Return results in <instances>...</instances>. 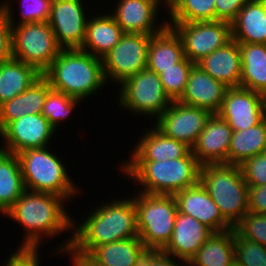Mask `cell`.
<instances>
[{
    "label": "cell",
    "mask_w": 266,
    "mask_h": 266,
    "mask_svg": "<svg viewBox=\"0 0 266 266\" xmlns=\"http://www.w3.org/2000/svg\"><path fill=\"white\" fill-rule=\"evenodd\" d=\"M196 65L228 88L240 87L242 60L235 40L203 57Z\"/></svg>",
    "instance_id": "obj_22"
},
{
    "label": "cell",
    "mask_w": 266,
    "mask_h": 266,
    "mask_svg": "<svg viewBox=\"0 0 266 266\" xmlns=\"http://www.w3.org/2000/svg\"><path fill=\"white\" fill-rule=\"evenodd\" d=\"M111 201V202H110ZM88 213L80 223L73 220L72 235L59 244L58 253L68 254L78 265L94 248L119 240L139 237L137 213L132 195L112 199ZM75 227V229H74ZM77 227V228H76ZM65 241V242H64Z\"/></svg>",
    "instance_id": "obj_1"
},
{
    "label": "cell",
    "mask_w": 266,
    "mask_h": 266,
    "mask_svg": "<svg viewBox=\"0 0 266 266\" xmlns=\"http://www.w3.org/2000/svg\"><path fill=\"white\" fill-rule=\"evenodd\" d=\"M252 1L260 2V3L264 4V5H266V0H252Z\"/></svg>",
    "instance_id": "obj_47"
},
{
    "label": "cell",
    "mask_w": 266,
    "mask_h": 266,
    "mask_svg": "<svg viewBox=\"0 0 266 266\" xmlns=\"http://www.w3.org/2000/svg\"><path fill=\"white\" fill-rule=\"evenodd\" d=\"M54 132L56 130L42 114H25L0 131V137L4 140L0 149L18 154L27 149L47 147Z\"/></svg>",
    "instance_id": "obj_14"
},
{
    "label": "cell",
    "mask_w": 266,
    "mask_h": 266,
    "mask_svg": "<svg viewBox=\"0 0 266 266\" xmlns=\"http://www.w3.org/2000/svg\"><path fill=\"white\" fill-rule=\"evenodd\" d=\"M51 89L48 79L42 74L24 92L1 104L0 131L25 114H41L47 93Z\"/></svg>",
    "instance_id": "obj_23"
},
{
    "label": "cell",
    "mask_w": 266,
    "mask_h": 266,
    "mask_svg": "<svg viewBox=\"0 0 266 266\" xmlns=\"http://www.w3.org/2000/svg\"><path fill=\"white\" fill-rule=\"evenodd\" d=\"M139 238L146 248L162 250L170 241L178 206L174 195H133Z\"/></svg>",
    "instance_id": "obj_7"
},
{
    "label": "cell",
    "mask_w": 266,
    "mask_h": 266,
    "mask_svg": "<svg viewBox=\"0 0 266 266\" xmlns=\"http://www.w3.org/2000/svg\"><path fill=\"white\" fill-rule=\"evenodd\" d=\"M266 152V119L257 125L233 131L228 152V164L241 165L245 160Z\"/></svg>",
    "instance_id": "obj_32"
},
{
    "label": "cell",
    "mask_w": 266,
    "mask_h": 266,
    "mask_svg": "<svg viewBox=\"0 0 266 266\" xmlns=\"http://www.w3.org/2000/svg\"><path fill=\"white\" fill-rule=\"evenodd\" d=\"M13 58L43 74L62 49L48 21L11 25Z\"/></svg>",
    "instance_id": "obj_8"
},
{
    "label": "cell",
    "mask_w": 266,
    "mask_h": 266,
    "mask_svg": "<svg viewBox=\"0 0 266 266\" xmlns=\"http://www.w3.org/2000/svg\"><path fill=\"white\" fill-rule=\"evenodd\" d=\"M146 128L131 151L129 161H161L185 157L192 149L166 136L156 126ZM148 129V130H147Z\"/></svg>",
    "instance_id": "obj_21"
},
{
    "label": "cell",
    "mask_w": 266,
    "mask_h": 266,
    "mask_svg": "<svg viewBox=\"0 0 266 266\" xmlns=\"http://www.w3.org/2000/svg\"><path fill=\"white\" fill-rule=\"evenodd\" d=\"M211 116L209 110L174 101L156 119L154 125L166 136L192 149Z\"/></svg>",
    "instance_id": "obj_13"
},
{
    "label": "cell",
    "mask_w": 266,
    "mask_h": 266,
    "mask_svg": "<svg viewBox=\"0 0 266 266\" xmlns=\"http://www.w3.org/2000/svg\"><path fill=\"white\" fill-rule=\"evenodd\" d=\"M231 266H243V265H241V264L237 263L236 261H234Z\"/></svg>",
    "instance_id": "obj_48"
},
{
    "label": "cell",
    "mask_w": 266,
    "mask_h": 266,
    "mask_svg": "<svg viewBox=\"0 0 266 266\" xmlns=\"http://www.w3.org/2000/svg\"><path fill=\"white\" fill-rule=\"evenodd\" d=\"M41 75L35 67L14 58L0 63V105L24 92Z\"/></svg>",
    "instance_id": "obj_29"
},
{
    "label": "cell",
    "mask_w": 266,
    "mask_h": 266,
    "mask_svg": "<svg viewBox=\"0 0 266 266\" xmlns=\"http://www.w3.org/2000/svg\"><path fill=\"white\" fill-rule=\"evenodd\" d=\"M216 0H175L167 23H190L215 20Z\"/></svg>",
    "instance_id": "obj_33"
},
{
    "label": "cell",
    "mask_w": 266,
    "mask_h": 266,
    "mask_svg": "<svg viewBox=\"0 0 266 266\" xmlns=\"http://www.w3.org/2000/svg\"><path fill=\"white\" fill-rule=\"evenodd\" d=\"M240 87L266 95V44L239 43Z\"/></svg>",
    "instance_id": "obj_28"
},
{
    "label": "cell",
    "mask_w": 266,
    "mask_h": 266,
    "mask_svg": "<svg viewBox=\"0 0 266 266\" xmlns=\"http://www.w3.org/2000/svg\"><path fill=\"white\" fill-rule=\"evenodd\" d=\"M25 191L17 154L0 149V213L3 216Z\"/></svg>",
    "instance_id": "obj_31"
},
{
    "label": "cell",
    "mask_w": 266,
    "mask_h": 266,
    "mask_svg": "<svg viewBox=\"0 0 266 266\" xmlns=\"http://www.w3.org/2000/svg\"><path fill=\"white\" fill-rule=\"evenodd\" d=\"M83 0H52L49 25L62 49L81 48L88 20Z\"/></svg>",
    "instance_id": "obj_12"
},
{
    "label": "cell",
    "mask_w": 266,
    "mask_h": 266,
    "mask_svg": "<svg viewBox=\"0 0 266 266\" xmlns=\"http://www.w3.org/2000/svg\"><path fill=\"white\" fill-rule=\"evenodd\" d=\"M160 8L153 0H118L114 12L109 13L124 33L154 35L168 25L166 19L156 24Z\"/></svg>",
    "instance_id": "obj_16"
},
{
    "label": "cell",
    "mask_w": 266,
    "mask_h": 266,
    "mask_svg": "<svg viewBox=\"0 0 266 266\" xmlns=\"http://www.w3.org/2000/svg\"><path fill=\"white\" fill-rule=\"evenodd\" d=\"M233 129L218 114H212L192 148L201 165L228 164V152Z\"/></svg>",
    "instance_id": "obj_19"
},
{
    "label": "cell",
    "mask_w": 266,
    "mask_h": 266,
    "mask_svg": "<svg viewBox=\"0 0 266 266\" xmlns=\"http://www.w3.org/2000/svg\"><path fill=\"white\" fill-rule=\"evenodd\" d=\"M120 171L135 184L138 192L154 195H175L199 183L201 164L192 150L182 158L161 161H125ZM123 171H122V170ZM137 181V182H136Z\"/></svg>",
    "instance_id": "obj_3"
},
{
    "label": "cell",
    "mask_w": 266,
    "mask_h": 266,
    "mask_svg": "<svg viewBox=\"0 0 266 266\" xmlns=\"http://www.w3.org/2000/svg\"><path fill=\"white\" fill-rule=\"evenodd\" d=\"M234 257L243 266H266V247L243 239L234 231Z\"/></svg>",
    "instance_id": "obj_37"
},
{
    "label": "cell",
    "mask_w": 266,
    "mask_h": 266,
    "mask_svg": "<svg viewBox=\"0 0 266 266\" xmlns=\"http://www.w3.org/2000/svg\"><path fill=\"white\" fill-rule=\"evenodd\" d=\"M19 1V0H18ZM10 0L3 1L0 3V7L5 12V15L8 19L10 25H20L23 23H32V22H44L48 21L50 14V7L52 0H20L19 9L21 12L19 16V21L15 22L13 5L10 4ZM13 11V13H12Z\"/></svg>",
    "instance_id": "obj_34"
},
{
    "label": "cell",
    "mask_w": 266,
    "mask_h": 266,
    "mask_svg": "<svg viewBox=\"0 0 266 266\" xmlns=\"http://www.w3.org/2000/svg\"><path fill=\"white\" fill-rule=\"evenodd\" d=\"M228 87L214 79L194 64L191 68L185 90L178 100L180 103L209 110L217 114L222 106Z\"/></svg>",
    "instance_id": "obj_20"
},
{
    "label": "cell",
    "mask_w": 266,
    "mask_h": 266,
    "mask_svg": "<svg viewBox=\"0 0 266 266\" xmlns=\"http://www.w3.org/2000/svg\"><path fill=\"white\" fill-rule=\"evenodd\" d=\"M13 58L12 30L11 25L0 7V63Z\"/></svg>",
    "instance_id": "obj_42"
},
{
    "label": "cell",
    "mask_w": 266,
    "mask_h": 266,
    "mask_svg": "<svg viewBox=\"0 0 266 266\" xmlns=\"http://www.w3.org/2000/svg\"><path fill=\"white\" fill-rule=\"evenodd\" d=\"M151 36L125 33L121 37L102 58L106 82L113 80L121 85L126 79L146 69Z\"/></svg>",
    "instance_id": "obj_10"
},
{
    "label": "cell",
    "mask_w": 266,
    "mask_h": 266,
    "mask_svg": "<svg viewBox=\"0 0 266 266\" xmlns=\"http://www.w3.org/2000/svg\"><path fill=\"white\" fill-rule=\"evenodd\" d=\"M264 113H265V119H266V95H264Z\"/></svg>",
    "instance_id": "obj_46"
},
{
    "label": "cell",
    "mask_w": 266,
    "mask_h": 266,
    "mask_svg": "<svg viewBox=\"0 0 266 266\" xmlns=\"http://www.w3.org/2000/svg\"><path fill=\"white\" fill-rule=\"evenodd\" d=\"M249 212L266 214V185L248 186Z\"/></svg>",
    "instance_id": "obj_44"
},
{
    "label": "cell",
    "mask_w": 266,
    "mask_h": 266,
    "mask_svg": "<svg viewBox=\"0 0 266 266\" xmlns=\"http://www.w3.org/2000/svg\"><path fill=\"white\" fill-rule=\"evenodd\" d=\"M105 13L88 18L85 41L80 48L101 59L125 34L114 17L110 13Z\"/></svg>",
    "instance_id": "obj_25"
},
{
    "label": "cell",
    "mask_w": 266,
    "mask_h": 266,
    "mask_svg": "<svg viewBox=\"0 0 266 266\" xmlns=\"http://www.w3.org/2000/svg\"><path fill=\"white\" fill-rule=\"evenodd\" d=\"M153 1H155L159 6H161L162 7V5L163 4H161V3H164V6H165V10L168 12L172 7H173V5H174V3H175V0H153ZM168 9V10H167Z\"/></svg>",
    "instance_id": "obj_45"
},
{
    "label": "cell",
    "mask_w": 266,
    "mask_h": 266,
    "mask_svg": "<svg viewBox=\"0 0 266 266\" xmlns=\"http://www.w3.org/2000/svg\"><path fill=\"white\" fill-rule=\"evenodd\" d=\"M39 248L18 247L5 260L3 266H39L41 263Z\"/></svg>",
    "instance_id": "obj_41"
},
{
    "label": "cell",
    "mask_w": 266,
    "mask_h": 266,
    "mask_svg": "<svg viewBox=\"0 0 266 266\" xmlns=\"http://www.w3.org/2000/svg\"><path fill=\"white\" fill-rule=\"evenodd\" d=\"M174 196L179 213L192 216L214 233L233 229L223 218L218 205L200 182L195 186L180 190Z\"/></svg>",
    "instance_id": "obj_17"
},
{
    "label": "cell",
    "mask_w": 266,
    "mask_h": 266,
    "mask_svg": "<svg viewBox=\"0 0 266 266\" xmlns=\"http://www.w3.org/2000/svg\"><path fill=\"white\" fill-rule=\"evenodd\" d=\"M81 101L51 89L47 93L41 114L50 122L55 130H58L57 127L60 125V122L69 118L72 111Z\"/></svg>",
    "instance_id": "obj_35"
},
{
    "label": "cell",
    "mask_w": 266,
    "mask_h": 266,
    "mask_svg": "<svg viewBox=\"0 0 266 266\" xmlns=\"http://www.w3.org/2000/svg\"><path fill=\"white\" fill-rule=\"evenodd\" d=\"M135 266H188V264L175 257L172 258L160 249L146 248L137 258Z\"/></svg>",
    "instance_id": "obj_40"
},
{
    "label": "cell",
    "mask_w": 266,
    "mask_h": 266,
    "mask_svg": "<svg viewBox=\"0 0 266 266\" xmlns=\"http://www.w3.org/2000/svg\"><path fill=\"white\" fill-rule=\"evenodd\" d=\"M233 229L243 239L266 247V214L248 212Z\"/></svg>",
    "instance_id": "obj_38"
},
{
    "label": "cell",
    "mask_w": 266,
    "mask_h": 266,
    "mask_svg": "<svg viewBox=\"0 0 266 266\" xmlns=\"http://www.w3.org/2000/svg\"><path fill=\"white\" fill-rule=\"evenodd\" d=\"M249 0H216L215 20L231 23Z\"/></svg>",
    "instance_id": "obj_43"
},
{
    "label": "cell",
    "mask_w": 266,
    "mask_h": 266,
    "mask_svg": "<svg viewBox=\"0 0 266 266\" xmlns=\"http://www.w3.org/2000/svg\"><path fill=\"white\" fill-rule=\"evenodd\" d=\"M48 147L27 149L17 154L25 190L54 194L69 202L77 192L80 194L79 187L70 178L59 156Z\"/></svg>",
    "instance_id": "obj_5"
},
{
    "label": "cell",
    "mask_w": 266,
    "mask_h": 266,
    "mask_svg": "<svg viewBox=\"0 0 266 266\" xmlns=\"http://www.w3.org/2000/svg\"><path fill=\"white\" fill-rule=\"evenodd\" d=\"M217 114L233 131L251 128L265 118L264 95L242 87L228 88Z\"/></svg>",
    "instance_id": "obj_15"
},
{
    "label": "cell",
    "mask_w": 266,
    "mask_h": 266,
    "mask_svg": "<svg viewBox=\"0 0 266 266\" xmlns=\"http://www.w3.org/2000/svg\"><path fill=\"white\" fill-rule=\"evenodd\" d=\"M43 75L53 90L80 100L98 94L108 84L102 59L80 48L61 49Z\"/></svg>",
    "instance_id": "obj_4"
},
{
    "label": "cell",
    "mask_w": 266,
    "mask_h": 266,
    "mask_svg": "<svg viewBox=\"0 0 266 266\" xmlns=\"http://www.w3.org/2000/svg\"><path fill=\"white\" fill-rule=\"evenodd\" d=\"M145 249L139 237L119 240L94 248L78 266H135Z\"/></svg>",
    "instance_id": "obj_24"
},
{
    "label": "cell",
    "mask_w": 266,
    "mask_h": 266,
    "mask_svg": "<svg viewBox=\"0 0 266 266\" xmlns=\"http://www.w3.org/2000/svg\"><path fill=\"white\" fill-rule=\"evenodd\" d=\"M65 201L54 194L25 190L4 214L25 228L19 247L40 248L44 237L51 239L62 232H72L73 218L64 208L68 203Z\"/></svg>",
    "instance_id": "obj_2"
},
{
    "label": "cell",
    "mask_w": 266,
    "mask_h": 266,
    "mask_svg": "<svg viewBox=\"0 0 266 266\" xmlns=\"http://www.w3.org/2000/svg\"><path fill=\"white\" fill-rule=\"evenodd\" d=\"M240 168L248 186L266 185V152L245 160Z\"/></svg>",
    "instance_id": "obj_39"
},
{
    "label": "cell",
    "mask_w": 266,
    "mask_h": 266,
    "mask_svg": "<svg viewBox=\"0 0 266 266\" xmlns=\"http://www.w3.org/2000/svg\"><path fill=\"white\" fill-rule=\"evenodd\" d=\"M183 43L185 57L196 64L232 40L231 23L221 20L168 23Z\"/></svg>",
    "instance_id": "obj_11"
},
{
    "label": "cell",
    "mask_w": 266,
    "mask_h": 266,
    "mask_svg": "<svg viewBox=\"0 0 266 266\" xmlns=\"http://www.w3.org/2000/svg\"><path fill=\"white\" fill-rule=\"evenodd\" d=\"M119 86L118 105L139 116L157 119L172 103L164 91L160 75L147 68Z\"/></svg>",
    "instance_id": "obj_9"
},
{
    "label": "cell",
    "mask_w": 266,
    "mask_h": 266,
    "mask_svg": "<svg viewBox=\"0 0 266 266\" xmlns=\"http://www.w3.org/2000/svg\"><path fill=\"white\" fill-rule=\"evenodd\" d=\"M185 58L183 43L176 31L166 26L151 36L146 68L160 74L162 69L175 67Z\"/></svg>",
    "instance_id": "obj_26"
},
{
    "label": "cell",
    "mask_w": 266,
    "mask_h": 266,
    "mask_svg": "<svg viewBox=\"0 0 266 266\" xmlns=\"http://www.w3.org/2000/svg\"><path fill=\"white\" fill-rule=\"evenodd\" d=\"M213 233L197 219L178 212L171 239L161 251L188 264Z\"/></svg>",
    "instance_id": "obj_18"
},
{
    "label": "cell",
    "mask_w": 266,
    "mask_h": 266,
    "mask_svg": "<svg viewBox=\"0 0 266 266\" xmlns=\"http://www.w3.org/2000/svg\"><path fill=\"white\" fill-rule=\"evenodd\" d=\"M199 182L232 227L249 212L248 185L244 181L239 165L226 163L201 165Z\"/></svg>",
    "instance_id": "obj_6"
},
{
    "label": "cell",
    "mask_w": 266,
    "mask_h": 266,
    "mask_svg": "<svg viewBox=\"0 0 266 266\" xmlns=\"http://www.w3.org/2000/svg\"><path fill=\"white\" fill-rule=\"evenodd\" d=\"M234 257V229L213 233L188 266H231Z\"/></svg>",
    "instance_id": "obj_30"
},
{
    "label": "cell",
    "mask_w": 266,
    "mask_h": 266,
    "mask_svg": "<svg viewBox=\"0 0 266 266\" xmlns=\"http://www.w3.org/2000/svg\"><path fill=\"white\" fill-rule=\"evenodd\" d=\"M231 31L238 43L266 44V5L249 0L231 22Z\"/></svg>",
    "instance_id": "obj_27"
},
{
    "label": "cell",
    "mask_w": 266,
    "mask_h": 266,
    "mask_svg": "<svg viewBox=\"0 0 266 266\" xmlns=\"http://www.w3.org/2000/svg\"><path fill=\"white\" fill-rule=\"evenodd\" d=\"M193 65L194 63L185 57L181 62L175 64V67L162 69L159 74L164 91L172 102L181 98Z\"/></svg>",
    "instance_id": "obj_36"
}]
</instances>
